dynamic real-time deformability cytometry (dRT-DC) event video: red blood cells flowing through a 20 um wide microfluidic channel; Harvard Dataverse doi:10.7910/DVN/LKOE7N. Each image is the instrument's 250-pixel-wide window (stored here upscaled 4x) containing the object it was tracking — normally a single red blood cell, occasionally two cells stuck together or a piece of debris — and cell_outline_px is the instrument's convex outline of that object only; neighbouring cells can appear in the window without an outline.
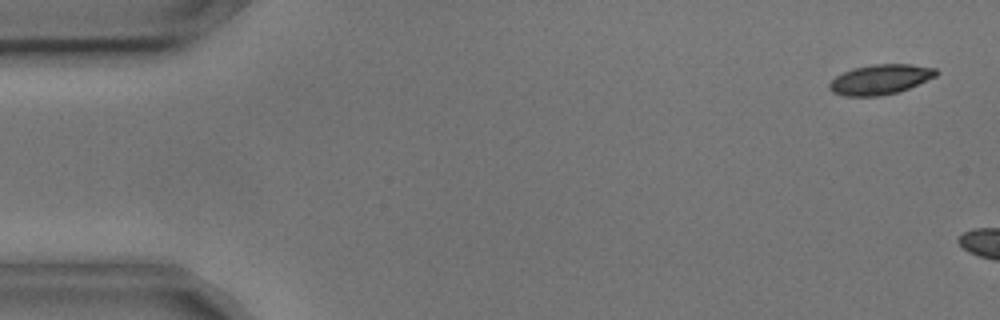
{"species": "common noctule bat (a hibernating species)", "species_latin": "Nyctalus noctula", "temperature_condition": "cold", "stored_images_in_passage": 6, "camera_frame_rate_fps": 3000, "um_per_image_px": 0.085, "animal": {"sex": "male", "body_mass_g": 17.9, "forearm_length_mm": 54.2}, "frame": {"image": 1, "passage_image": 2, "time_ms": 0.333, "image_size_px": [1000, 320], "cell_outline_px": [[940, 72], [936, 76], [900, 92], [880, 96], [844, 96], [832, 92], [828, 88], [828, 84], [836, 76], [844, 72], [856, 68], [872, 64], [912, 64], [936, 68]], "centroid_in_image_um": [74.84, 6.76], "position_along_channel_um": 10.2, "area_um2": 18.73}}